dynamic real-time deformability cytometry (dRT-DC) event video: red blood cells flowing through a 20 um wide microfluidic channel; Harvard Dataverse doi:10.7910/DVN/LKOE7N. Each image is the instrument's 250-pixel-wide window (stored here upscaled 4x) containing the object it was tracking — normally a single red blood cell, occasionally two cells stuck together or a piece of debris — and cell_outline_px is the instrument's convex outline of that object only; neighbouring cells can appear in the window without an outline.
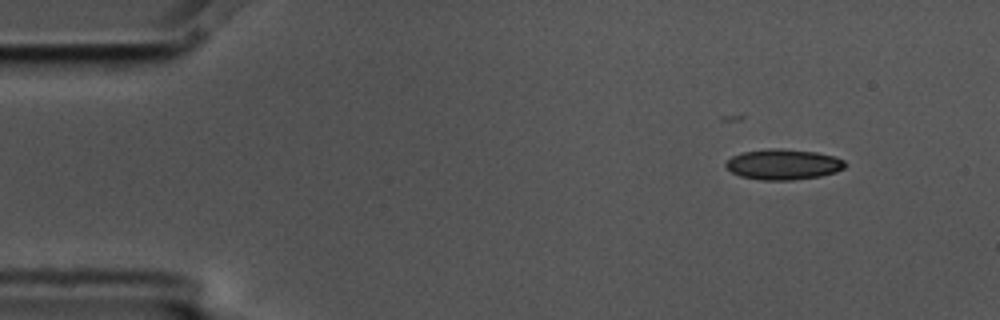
{"species": "common noctule bat (a hibernating species)", "species_latin": "Nyctalus noctula", "temperature_condition": "cold", "stored_images_in_passage": 3, "camera_frame_rate_fps": 3000, "um_per_image_px": 0.085, "animal": {"sex": "male", "body_mass_g": 17.5, "forearm_length_mm": 52.3}, "frame": {"image": 1, "passage_image": 1, "time_ms": 0.0, "image_size_px": [1000, 320], "cell_outline_px": [[844, 168], [836, 172], [820, 176], [792, 180], [760, 180], [740, 176], [732, 172], [724, 164], [732, 156], [744, 152], [768, 148], [780, 148], [816, 152], [836, 156], [844, 160]], "centroid_in_image_um": [66.59, 13.97], "position_along_channel_um": 18.4, "area_um2": 21.21}}